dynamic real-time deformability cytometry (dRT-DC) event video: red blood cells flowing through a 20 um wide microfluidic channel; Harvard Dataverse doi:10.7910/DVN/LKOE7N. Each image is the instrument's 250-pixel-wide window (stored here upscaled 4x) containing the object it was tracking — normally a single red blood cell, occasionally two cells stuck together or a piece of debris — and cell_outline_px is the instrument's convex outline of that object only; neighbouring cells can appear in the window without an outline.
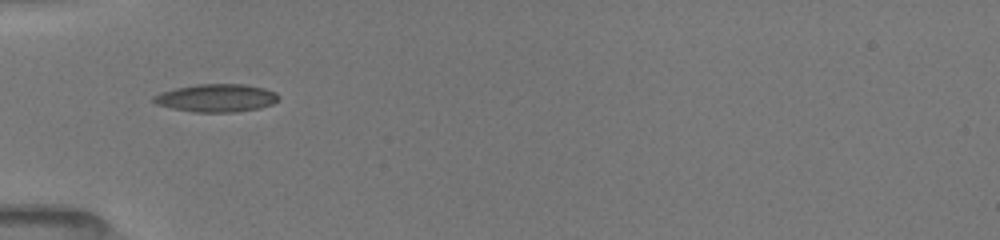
{"species": "common noctule bat (a hibernating species)", "species_latin": "Nyctalus noctula", "temperature_condition": "room temperature", "stored_images_in_passage": 3, "camera_frame_rate_fps": 3000, "um_per_image_px": 0.085, "animal": {"sex": "female", "body_mass_g": 19.5, "forearm_length_mm": 54.1}, "frame": {"image": 1, "passage_image": 1, "time_ms": 0.0, "image_size_px": [1000, 240], "cell_outline_px": [[280, 96], [272, 104], [260, 108], [236, 112], [192, 112], [172, 108], [156, 104], [152, 100], [152, 96], [160, 92], [176, 88], [196, 84], [244, 84], [264, 88], [276, 92]], "centroid_in_image_um": [18.38, 8.33], "position_along_channel_um": 66.6, "area_um2": 20.4}}